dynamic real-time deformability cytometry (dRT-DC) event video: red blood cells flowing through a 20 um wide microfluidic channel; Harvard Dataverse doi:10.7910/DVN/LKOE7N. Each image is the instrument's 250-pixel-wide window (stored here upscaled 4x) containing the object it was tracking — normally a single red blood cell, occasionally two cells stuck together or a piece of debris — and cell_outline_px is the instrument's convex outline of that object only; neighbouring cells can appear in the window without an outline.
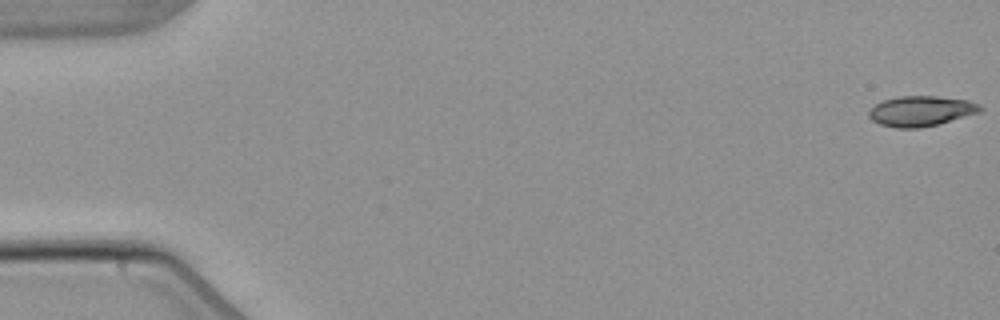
{"species": "common noctule bat (a hibernating species)", "species_latin": "Nyctalus noctula", "temperature_condition": "warm", "stored_images_in_passage": 4, "camera_frame_rate_fps": 3000, "um_per_image_px": 0.085, "animal": {"sex": "male", "body_mass_g": 21.5, "forearm_length_mm": 52.0}, "frame": {"image": 1, "passage_image": 1, "time_ms": 0.0, "image_size_px": [1000, 320], "cell_outline_px": [[984, 108], [980, 112], [936, 124], [920, 128], [896, 128], [880, 124], [872, 120], [868, 116], [868, 112], [876, 104], [884, 100], [900, 96], [936, 96], [968, 100], [980, 104]], "centroid_in_image_um": [78.29, 9.43], "position_along_channel_um": 6.7, "area_um2": 19.48}}
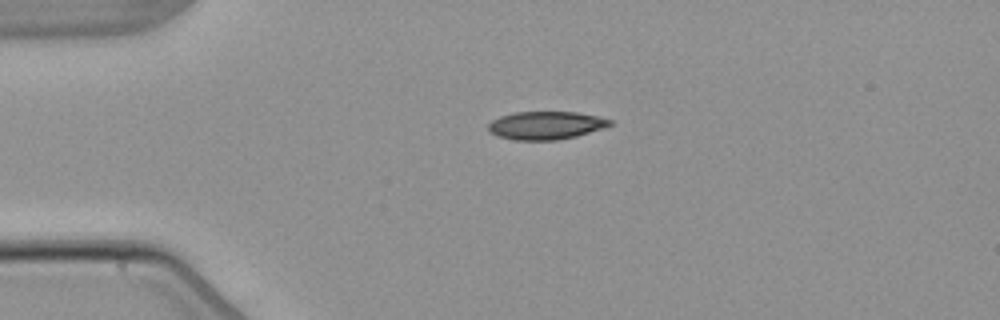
{"frame": {"image": 2, "passage_image": 4, "time_ms": 4.0, "image_size_px": [1000, 320], "cell_outline_px": [[612, 124], [604, 128], [576, 136], [556, 140], [516, 140], [496, 136], [488, 132], [488, 124], [492, 120], [500, 116], [516, 112], [576, 112], [596, 116], [612, 120]], "centroid_in_image_um": [46.36, 10.66], "position_along_channel_um": 38.6, "area_um2": 19.88}}